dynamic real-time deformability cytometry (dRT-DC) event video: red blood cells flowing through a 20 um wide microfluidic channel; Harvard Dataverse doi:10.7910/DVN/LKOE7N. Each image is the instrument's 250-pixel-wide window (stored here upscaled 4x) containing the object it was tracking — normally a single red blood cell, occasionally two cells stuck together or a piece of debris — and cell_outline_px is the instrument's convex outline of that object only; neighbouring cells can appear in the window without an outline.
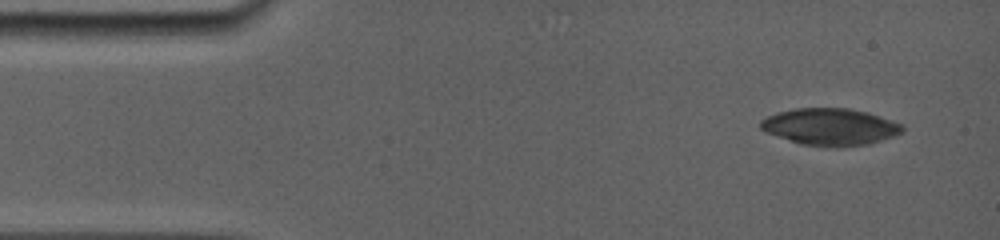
{"species": "common noctule bat (a hibernating species)", "species_latin": "Nyctalus noctula", "temperature_condition": "room temperature", "stored_images_in_passage": 3, "camera_frame_rate_fps": 5000, "um_per_image_px": 0.085, "animal": {"sex": "female", "body_mass_g": 19.0, "forearm_length_mm": 56.7}, "frame": {"image": 1, "passage_image": 1, "time_ms": 0.0, "image_size_px": [1000, 240], "cell_outline_px": [[904, 132], [868, 144], [800, 144], [768, 132], [760, 128], [760, 120], [776, 112], [796, 108], [848, 108], [868, 112], [904, 124]], "centroid_in_image_um": [70.58, 10.72], "position_along_channel_um": 14.4, "area_um2": 29.59}}